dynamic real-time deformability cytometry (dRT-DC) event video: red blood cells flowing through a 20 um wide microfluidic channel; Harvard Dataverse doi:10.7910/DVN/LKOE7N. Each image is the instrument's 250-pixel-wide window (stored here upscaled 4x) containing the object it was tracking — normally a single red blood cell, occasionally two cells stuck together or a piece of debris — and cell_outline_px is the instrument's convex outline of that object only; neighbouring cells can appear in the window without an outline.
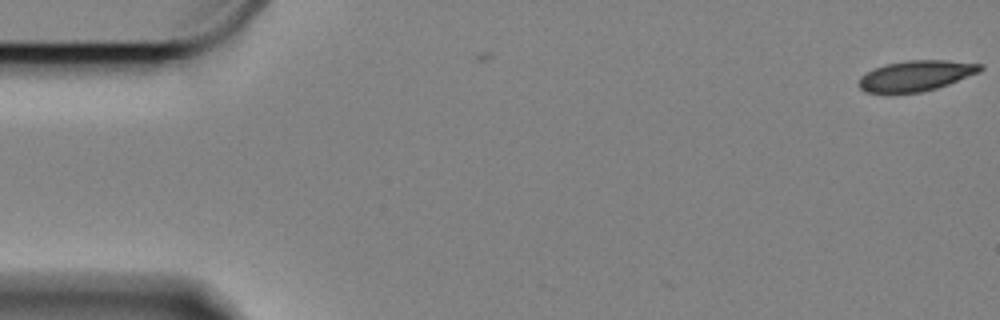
{"species": "Egyptian fruit bat (a non-hibernating species)", "species_latin": "Rousettus aegyptiacus", "temperature_condition": "cold", "stored_images_in_passage": 4, "camera_frame_rate_fps": 3000, "um_per_image_px": 0.085, "animal": {"sex": "female"}, "frame": {"image": 1, "passage_image": 4, "time_ms": 1.0, "image_size_px": [1000, 320], "cell_outline_px": [[984, 68], [980, 72], [948, 84], [936, 88], [920, 92], [864, 92], [856, 84], [860, 76], [876, 68], [888, 64], [908, 60], [948, 60], [984, 64]], "centroid_in_image_um": [77.88, 6.43], "position_along_channel_um": 7.1, "area_um2": 21.44}}